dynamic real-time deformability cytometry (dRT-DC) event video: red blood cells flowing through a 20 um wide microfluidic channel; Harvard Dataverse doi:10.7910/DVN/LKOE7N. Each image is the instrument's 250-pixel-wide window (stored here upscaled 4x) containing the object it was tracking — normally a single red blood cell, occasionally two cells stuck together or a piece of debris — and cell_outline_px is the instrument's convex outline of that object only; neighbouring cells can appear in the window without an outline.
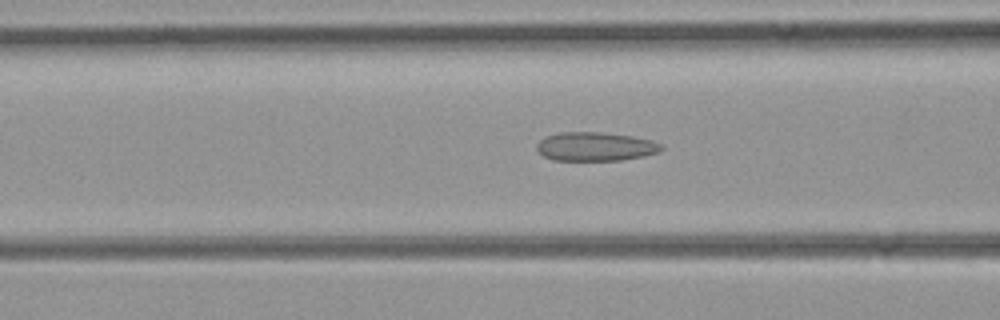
{"species": "common noctule bat (a hibernating species)", "species_latin": "Nyctalus noctula", "temperature_condition": "room temperature", "stored_images_in_passage": 41, "camera_frame_rate_fps": 3000, "um_per_image_px": 0.085, "animal": {"sex": "female", "body_mass_g": 21.9}, "frame": {"image": 1, "passage_image": 19, "time_ms": 6.0, "image_size_px": [1000, 320], "cell_outline_px": [[664, 148], [656, 152], [644, 156], [620, 160], [552, 160], [544, 156], [536, 148], [536, 144], [540, 140], [548, 136], [564, 132], [600, 132], [632, 136], [652, 140], [664, 144]], "centroid_in_image_um": [50.64, 12.46], "position_along_channel_um": 116.0, "area_um2": 20.81}}
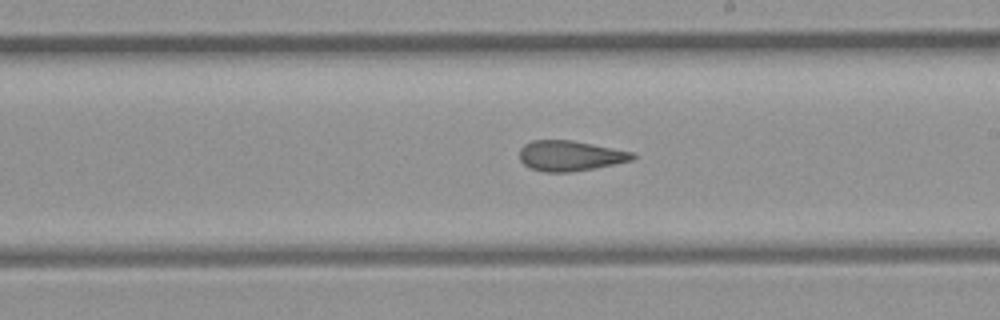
{"frame": {"image": 2, "passage_image": 28, "time_ms": 9.0, "image_size_px": [1000, 320], "cell_outline_px": [[636, 156], [632, 160], [596, 168], [568, 172], [544, 172], [528, 168], [520, 160], [520, 148], [524, 144], [532, 140], [572, 140], [632, 152]], "centroid_in_image_um": [48.42, 13.24], "position_along_channel_um": 240.6, "area_um2": 19.94}}
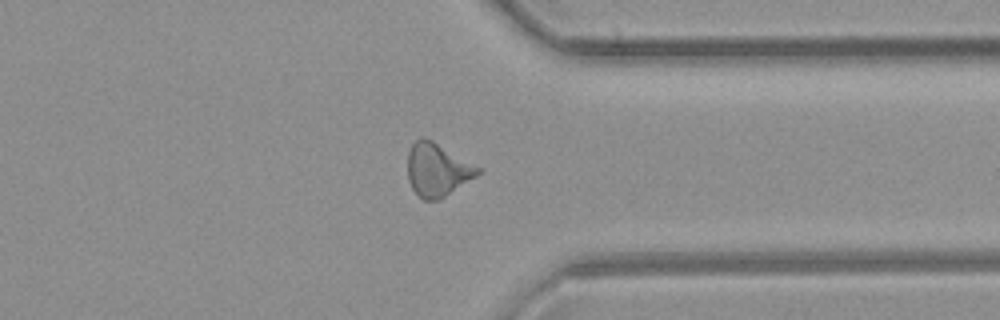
{"frame": {"image": 3, "passage_image": 38, "time_ms": 12.333, "image_size_px": [1000, 320], "cell_outline_px": [[484, 168], [476, 176], [440, 200], [424, 200], [412, 188], [408, 180], [408, 152], [412, 144], [416, 140], [432, 140]], "centroid_in_image_um": [37.21, 14.44], "position_along_channel_um": 374.2, "area_um2": 21.68}}